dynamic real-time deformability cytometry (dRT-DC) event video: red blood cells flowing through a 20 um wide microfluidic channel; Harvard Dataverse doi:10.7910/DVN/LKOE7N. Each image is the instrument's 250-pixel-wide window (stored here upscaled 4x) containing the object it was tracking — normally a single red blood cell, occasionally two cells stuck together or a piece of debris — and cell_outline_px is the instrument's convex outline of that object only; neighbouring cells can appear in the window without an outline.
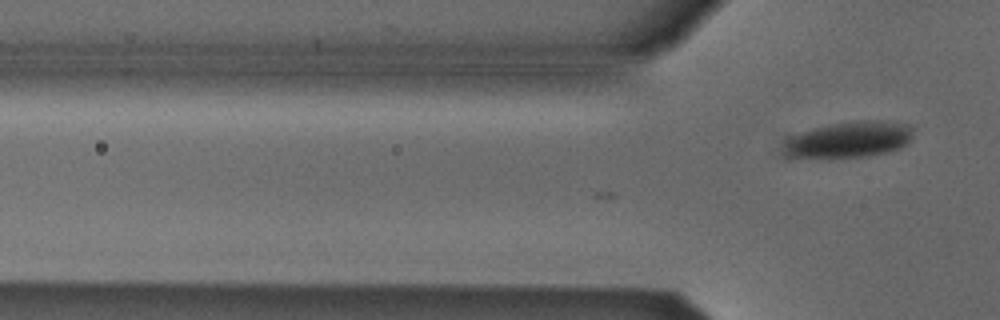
{"species": "Egyptian fruit bat (a non-hibernating species)", "species_latin": "Rousettus aegyptiacus", "temperature_condition": "cold", "stored_images_in_passage": 2, "camera_frame_rate_fps": 3000, "um_per_image_px": 0.085, "animal": {"sex": "male"}, "frame": {"image": 1, "passage_image": 2, "time_ms": 0.333, "image_size_px": [1000, 320], "cell_outline_px": [[912, 132], [908, 144], [900, 148], [868, 156], [788, 156], [784, 152], [788, 140], [792, 136], [800, 132], [812, 128], [832, 124], [856, 120], [880, 120], [908, 124], [912, 128]], "centroid_in_image_um": [72.25, 11.82], "position_along_channel_um": 53.6, "area_um2": 26.47}}